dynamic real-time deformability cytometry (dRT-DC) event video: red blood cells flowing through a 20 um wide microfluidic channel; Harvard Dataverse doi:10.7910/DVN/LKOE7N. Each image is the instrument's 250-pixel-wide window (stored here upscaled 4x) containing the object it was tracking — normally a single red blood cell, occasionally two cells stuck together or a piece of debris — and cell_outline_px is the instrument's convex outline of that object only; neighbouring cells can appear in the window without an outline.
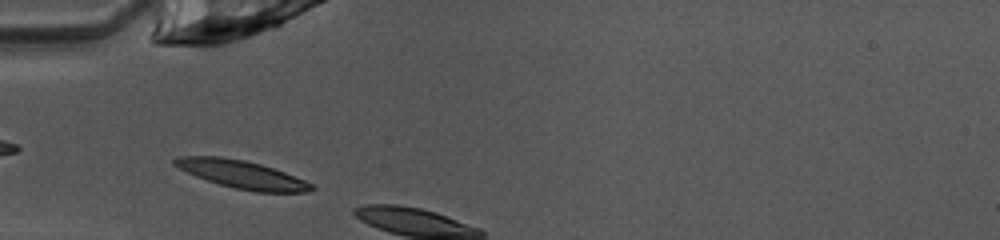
{"species": "common noctule bat (a hibernating species)", "species_latin": "Nyctalus noctula", "temperature_condition": "warm", "stored_images_in_passage": 3, "camera_frame_rate_fps": 3000, "um_per_image_px": 0.085, "animal": {"sex": "female", "body_mass_g": 10.0, "forearm_length_mm": 53.1}, "frame": {"image": 1, "passage_image": 2, "time_ms": 0.333, "image_size_px": [1000, 240], "cell_outline_px": [[316, 188], [308, 192], [256, 192], [236, 188], [220, 184], [196, 176], [172, 164], [172, 160], [180, 156], [220, 156], [244, 160], [260, 164], [284, 172], [304, 180], [312, 184]], "centroid_in_image_um": [20.57, 14.82], "position_along_channel_um": 64.4, "area_um2": 21.96}}